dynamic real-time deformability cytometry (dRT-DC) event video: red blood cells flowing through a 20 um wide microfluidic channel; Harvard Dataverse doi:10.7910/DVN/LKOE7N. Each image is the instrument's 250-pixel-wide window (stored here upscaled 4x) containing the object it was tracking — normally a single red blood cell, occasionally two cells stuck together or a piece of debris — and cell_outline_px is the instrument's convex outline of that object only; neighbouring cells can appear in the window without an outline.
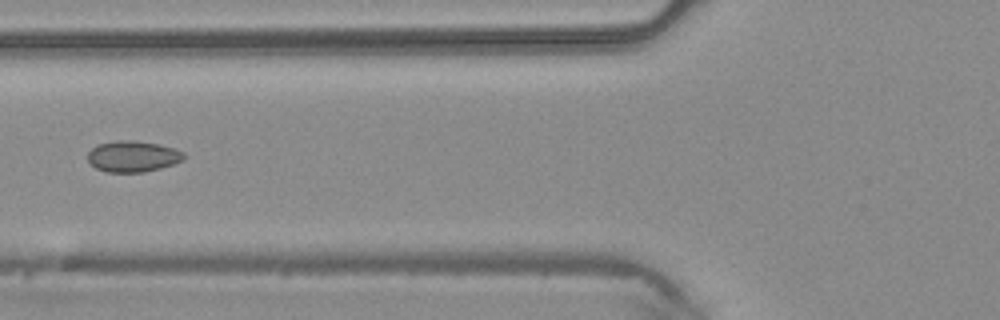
{"species": "common noctule bat (a hibernating species)", "species_latin": "Nyctalus noctula", "temperature_condition": "warm", "stored_images_in_passage": 6, "camera_frame_rate_fps": 3000, "um_per_image_px": 0.085, "animal": {"sex": "male", "body_mass_g": 20.4}, "frame": {"image": 1, "passage_image": 6, "time_ms": 1.667, "image_size_px": [1000, 320], "cell_outline_px": [[184, 160], [160, 168], [144, 172], [108, 172], [96, 168], [88, 160], [88, 152], [96, 144], [116, 140], [132, 140], [160, 144], [176, 148], [184, 152]], "centroid_in_image_um": [11.3, 13.28], "position_along_channel_um": 114.5, "area_um2": 17.51}}